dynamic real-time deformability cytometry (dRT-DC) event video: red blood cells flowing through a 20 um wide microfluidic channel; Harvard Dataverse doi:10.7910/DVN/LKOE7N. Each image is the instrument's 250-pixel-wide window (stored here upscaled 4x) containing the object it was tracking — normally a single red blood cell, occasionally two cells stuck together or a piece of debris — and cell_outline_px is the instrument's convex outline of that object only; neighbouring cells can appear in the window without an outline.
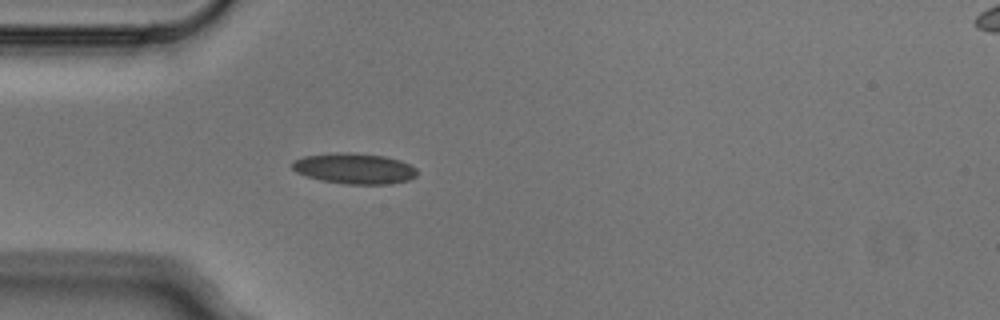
{"species": "Egyptian fruit bat (a non-hibernating species)", "species_latin": "Rousettus aegyptiacus", "temperature_condition": "cold", "stored_images_in_passage": 6, "segment_of_instrument_passage": [1, 2], "camera_frame_rate_fps": 3000, "um_per_image_px": 0.085, "animal": {"sex": "male"}, "frame": {"image": 1, "passage_image": 5, "time_ms": 1.333, "image_size_px": [1000, 320], "cell_outline_px": [[416, 176], [408, 180], [392, 184], [344, 184], [320, 180], [296, 172], [292, 168], [292, 164], [296, 160], [304, 156], [336, 152], [348, 152], [384, 156], [400, 160], [416, 168]], "centroid_in_image_um": [30.13, 14.33], "position_along_channel_um": 54.9, "area_um2": 22.25}}